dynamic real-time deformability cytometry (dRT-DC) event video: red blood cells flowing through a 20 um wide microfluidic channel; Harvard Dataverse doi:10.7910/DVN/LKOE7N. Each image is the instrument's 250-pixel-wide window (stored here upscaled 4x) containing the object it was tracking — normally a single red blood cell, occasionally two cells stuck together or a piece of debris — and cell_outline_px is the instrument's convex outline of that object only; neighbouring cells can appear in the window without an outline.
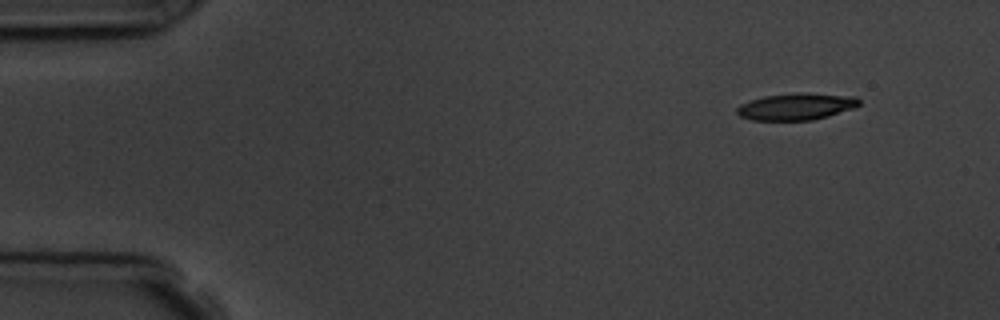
{"species": "common noctule bat (a hibernating species)", "species_latin": "Nyctalus noctula", "temperature_condition": "room temperature", "stored_images_in_passage": 4, "camera_frame_rate_fps": 3000, "um_per_image_px": 0.085, "animal": {"sex": "male", "body_mass_g": 19.5, "forearm_length_mm": 54.6}, "frame": {"image": 1, "passage_image": 1, "time_ms": 0.0, "image_size_px": [1000, 320], "cell_outline_px": [[860, 104], [856, 108], [828, 116], [812, 120], [752, 120], [740, 116], [736, 112], [736, 108], [740, 104], [764, 96], [856, 96], [860, 100]], "centroid_in_image_um": [67.66, 9.13], "position_along_channel_um": 17.3, "area_um2": 17.86}}
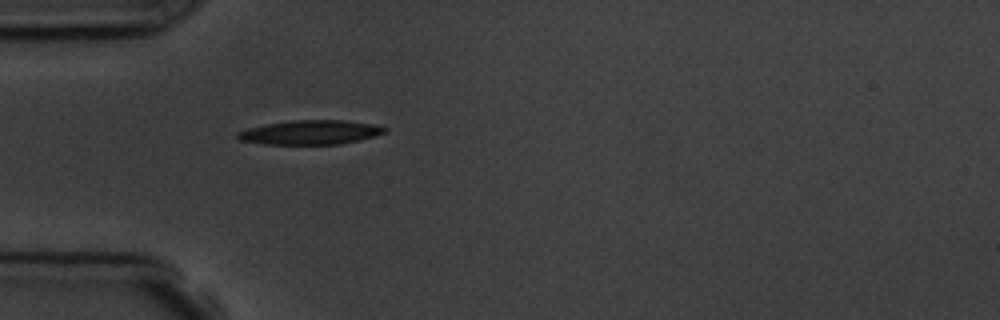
{"frame": {"image": 2, "passage_image": 4, "time_ms": 3.667, "image_size_px": [1000, 320], "cell_outline_px": [[388, 128], [384, 132], [376, 136], [360, 140], [340, 144], [264, 144], [240, 140], [236, 136], [236, 132], [248, 128], [268, 124], [292, 120], [344, 120], [372, 124]], "centroid_in_image_um": [26.39, 11.25], "position_along_channel_um": 58.6, "area_um2": 20.69}}